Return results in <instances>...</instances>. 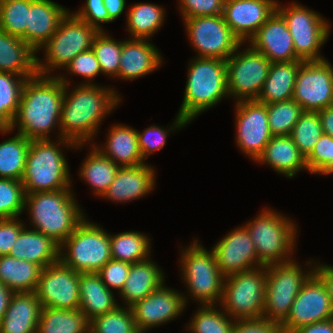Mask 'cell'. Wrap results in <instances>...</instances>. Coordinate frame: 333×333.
<instances>
[{
  "instance_id": "obj_23",
  "label": "cell",
  "mask_w": 333,
  "mask_h": 333,
  "mask_svg": "<svg viewBox=\"0 0 333 333\" xmlns=\"http://www.w3.org/2000/svg\"><path fill=\"white\" fill-rule=\"evenodd\" d=\"M69 12L51 0H34L28 10L26 43L35 51L52 37Z\"/></svg>"
},
{
  "instance_id": "obj_60",
  "label": "cell",
  "mask_w": 333,
  "mask_h": 333,
  "mask_svg": "<svg viewBox=\"0 0 333 333\" xmlns=\"http://www.w3.org/2000/svg\"><path fill=\"white\" fill-rule=\"evenodd\" d=\"M13 294V291L0 282V321L5 315Z\"/></svg>"
},
{
  "instance_id": "obj_31",
  "label": "cell",
  "mask_w": 333,
  "mask_h": 333,
  "mask_svg": "<svg viewBox=\"0 0 333 333\" xmlns=\"http://www.w3.org/2000/svg\"><path fill=\"white\" fill-rule=\"evenodd\" d=\"M303 60L271 63L267 79L256 101L262 104L292 99L296 76Z\"/></svg>"
},
{
  "instance_id": "obj_44",
  "label": "cell",
  "mask_w": 333,
  "mask_h": 333,
  "mask_svg": "<svg viewBox=\"0 0 333 333\" xmlns=\"http://www.w3.org/2000/svg\"><path fill=\"white\" fill-rule=\"evenodd\" d=\"M89 333H140L131 308L117 306L89 321Z\"/></svg>"
},
{
  "instance_id": "obj_34",
  "label": "cell",
  "mask_w": 333,
  "mask_h": 333,
  "mask_svg": "<svg viewBox=\"0 0 333 333\" xmlns=\"http://www.w3.org/2000/svg\"><path fill=\"white\" fill-rule=\"evenodd\" d=\"M42 268L9 255L0 256V282L14 293L34 292Z\"/></svg>"
},
{
  "instance_id": "obj_14",
  "label": "cell",
  "mask_w": 333,
  "mask_h": 333,
  "mask_svg": "<svg viewBox=\"0 0 333 333\" xmlns=\"http://www.w3.org/2000/svg\"><path fill=\"white\" fill-rule=\"evenodd\" d=\"M184 20L189 38L200 58L227 60L242 44L222 15L197 16Z\"/></svg>"
},
{
  "instance_id": "obj_25",
  "label": "cell",
  "mask_w": 333,
  "mask_h": 333,
  "mask_svg": "<svg viewBox=\"0 0 333 333\" xmlns=\"http://www.w3.org/2000/svg\"><path fill=\"white\" fill-rule=\"evenodd\" d=\"M154 171L148 165L120 167L103 197L113 201H131L149 193L154 186Z\"/></svg>"
},
{
  "instance_id": "obj_49",
  "label": "cell",
  "mask_w": 333,
  "mask_h": 333,
  "mask_svg": "<svg viewBox=\"0 0 333 333\" xmlns=\"http://www.w3.org/2000/svg\"><path fill=\"white\" fill-rule=\"evenodd\" d=\"M225 0H180L183 18L222 15Z\"/></svg>"
},
{
  "instance_id": "obj_28",
  "label": "cell",
  "mask_w": 333,
  "mask_h": 333,
  "mask_svg": "<svg viewBox=\"0 0 333 333\" xmlns=\"http://www.w3.org/2000/svg\"><path fill=\"white\" fill-rule=\"evenodd\" d=\"M34 53L21 38L0 29V72L33 78L37 75Z\"/></svg>"
},
{
  "instance_id": "obj_3",
  "label": "cell",
  "mask_w": 333,
  "mask_h": 333,
  "mask_svg": "<svg viewBox=\"0 0 333 333\" xmlns=\"http://www.w3.org/2000/svg\"><path fill=\"white\" fill-rule=\"evenodd\" d=\"M188 69L184 99L172 129L185 126L228 96L226 60L197 57Z\"/></svg>"
},
{
  "instance_id": "obj_55",
  "label": "cell",
  "mask_w": 333,
  "mask_h": 333,
  "mask_svg": "<svg viewBox=\"0 0 333 333\" xmlns=\"http://www.w3.org/2000/svg\"><path fill=\"white\" fill-rule=\"evenodd\" d=\"M232 333H283L279 322L267 319L235 321Z\"/></svg>"
},
{
  "instance_id": "obj_41",
  "label": "cell",
  "mask_w": 333,
  "mask_h": 333,
  "mask_svg": "<svg viewBox=\"0 0 333 333\" xmlns=\"http://www.w3.org/2000/svg\"><path fill=\"white\" fill-rule=\"evenodd\" d=\"M34 0H0V29L26 43L28 10Z\"/></svg>"
},
{
  "instance_id": "obj_51",
  "label": "cell",
  "mask_w": 333,
  "mask_h": 333,
  "mask_svg": "<svg viewBox=\"0 0 333 333\" xmlns=\"http://www.w3.org/2000/svg\"><path fill=\"white\" fill-rule=\"evenodd\" d=\"M66 69L70 73L87 77L89 80L100 72L102 73L100 64L92 48L75 56L66 66Z\"/></svg>"
},
{
  "instance_id": "obj_19",
  "label": "cell",
  "mask_w": 333,
  "mask_h": 333,
  "mask_svg": "<svg viewBox=\"0 0 333 333\" xmlns=\"http://www.w3.org/2000/svg\"><path fill=\"white\" fill-rule=\"evenodd\" d=\"M186 299L163 283L144 299L130 308L140 333L176 318L185 308Z\"/></svg>"
},
{
  "instance_id": "obj_37",
  "label": "cell",
  "mask_w": 333,
  "mask_h": 333,
  "mask_svg": "<svg viewBox=\"0 0 333 333\" xmlns=\"http://www.w3.org/2000/svg\"><path fill=\"white\" fill-rule=\"evenodd\" d=\"M31 140L18 133L0 143V178L22 180Z\"/></svg>"
},
{
  "instance_id": "obj_56",
  "label": "cell",
  "mask_w": 333,
  "mask_h": 333,
  "mask_svg": "<svg viewBox=\"0 0 333 333\" xmlns=\"http://www.w3.org/2000/svg\"><path fill=\"white\" fill-rule=\"evenodd\" d=\"M313 273L323 282L333 303V267L328 265H319L312 269Z\"/></svg>"
},
{
  "instance_id": "obj_52",
  "label": "cell",
  "mask_w": 333,
  "mask_h": 333,
  "mask_svg": "<svg viewBox=\"0 0 333 333\" xmlns=\"http://www.w3.org/2000/svg\"><path fill=\"white\" fill-rule=\"evenodd\" d=\"M167 131L158 126H151L143 133L137 131L138 147L143 160L155 150H160L166 143Z\"/></svg>"
},
{
  "instance_id": "obj_22",
  "label": "cell",
  "mask_w": 333,
  "mask_h": 333,
  "mask_svg": "<svg viewBox=\"0 0 333 333\" xmlns=\"http://www.w3.org/2000/svg\"><path fill=\"white\" fill-rule=\"evenodd\" d=\"M250 42L252 48L264 54L271 63L301 60L295 53L287 24L277 11L258 29Z\"/></svg>"
},
{
  "instance_id": "obj_38",
  "label": "cell",
  "mask_w": 333,
  "mask_h": 333,
  "mask_svg": "<svg viewBox=\"0 0 333 333\" xmlns=\"http://www.w3.org/2000/svg\"><path fill=\"white\" fill-rule=\"evenodd\" d=\"M111 257L129 264L147 260L149 253V239L141 233L124 232L109 235Z\"/></svg>"
},
{
  "instance_id": "obj_4",
  "label": "cell",
  "mask_w": 333,
  "mask_h": 333,
  "mask_svg": "<svg viewBox=\"0 0 333 333\" xmlns=\"http://www.w3.org/2000/svg\"><path fill=\"white\" fill-rule=\"evenodd\" d=\"M71 189L26 194L34 230L51 238L59 246L84 220Z\"/></svg>"
},
{
  "instance_id": "obj_29",
  "label": "cell",
  "mask_w": 333,
  "mask_h": 333,
  "mask_svg": "<svg viewBox=\"0 0 333 333\" xmlns=\"http://www.w3.org/2000/svg\"><path fill=\"white\" fill-rule=\"evenodd\" d=\"M117 306L112 290L105 286L98 273H79V309L88 321Z\"/></svg>"
},
{
  "instance_id": "obj_1",
  "label": "cell",
  "mask_w": 333,
  "mask_h": 333,
  "mask_svg": "<svg viewBox=\"0 0 333 333\" xmlns=\"http://www.w3.org/2000/svg\"><path fill=\"white\" fill-rule=\"evenodd\" d=\"M58 78L65 83L59 141L63 145L68 143V146L81 147L96 134L101 119L117 105L120 98L111 88L96 87L89 82L79 85L67 96L66 86L69 84L64 77Z\"/></svg>"
},
{
  "instance_id": "obj_5",
  "label": "cell",
  "mask_w": 333,
  "mask_h": 333,
  "mask_svg": "<svg viewBox=\"0 0 333 333\" xmlns=\"http://www.w3.org/2000/svg\"><path fill=\"white\" fill-rule=\"evenodd\" d=\"M66 159L49 139L31 140L22 177L25 194L70 189Z\"/></svg>"
},
{
  "instance_id": "obj_24",
  "label": "cell",
  "mask_w": 333,
  "mask_h": 333,
  "mask_svg": "<svg viewBox=\"0 0 333 333\" xmlns=\"http://www.w3.org/2000/svg\"><path fill=\"white\" fill-rule=\"evenodd\" d=\"M41 310L34 292L14 293L0 321V333H36Z\"/></svg>"
},
{
  "instance_id": "obj_61",
  "label": "cell",
  "mask_w": 333,
  "mask_h": 333,
  "mask_svg": "<svg viewBox=\"0 0 333 333\" xmlns=\"http://www.w3.org/2000/svg\"><path fill=\"white\" fill-rule=\"evenodd\" d=\"M325 175L333 173V137H332V157L330 161L318 172Z\"/></svg>"
},
{
  "instance_id": "obj_15",
  "label": "cell",
  "mask_w": 333,
  "mask_h": 333,
  "mask_svg": "<svg viewBox=\"0 0 333 333\" xmlns=\"http://www.w3.org/2000/svg\"><path fill=\"white\" fill-rule=\"evenodd\" d=\"M304 111L333 106V67L327 60L303 61L298 70L293 97Z\"/></svg>"
},
{
  "instance_id": "obj_26",
  "label": "cell",
  "mask_w": 333,
  "mask_h": 333,
  "mask_svg": "<svg viewBox=\"0 0 333 333\" xmlns=\"http://www.w3.org/2000/svg\"><path fill=\"white\" fill-rule=\"evenodd\" d=\"M157 50L145 39L123 41L119 77L126 80L135 79L155 70L162 61Z\"/></svg>"
},
{
  "instance_id": "obj_9",
  "label": "cell",
  "mask_w": 333,
  "mask_h": 333,
  "mask_svg": "<svg viewBox=\"0 0 333 333\" xmlns=\"http://www.w3.org/2000/svg\"><path fill=\"white\" fill-rule=\"evenodd\" d=\"M99 33L95 27L68 13L60 22L58 29L43 45L46 49V65L36 58L37 74L45 77L50 67L67 66L78 54L92 47L95 36ZM48 65V66H47Z\"/></svg>"
},
{
  "instance_id": "obj_10",
  "label": "cell",
  "mask_w": 333,
  "mask_h": 333,
  "mask_svg": "<svg viewBox=\"0 0 333 333\" xmlns=\"http://www.w3.org/2000/svg\"><path fill=\"white\" fill-rule=\"evenodd\" d=\"M266 272L265 305L263 319L282 323L303 284L313 271L303 274L295 262L268 265Z\"/></svg>"
},
{
  "instance_id": "obj_54",
  "label": "cell",
  "mask_w": 333,
  "mask_h": 333,
  "mask_svg": "<svg viewBox=\"0 0 333 333\" xmlns=\"http://www.w3.org/2000/svg\"><path fill=\"white\" fill-rule=\"evenodd\" d=\"M24 228L17 217L0 219V256L9 255L19 233Z\"/></svg>"
},
{
  "instance_id": "obj_2",
  "label": "cell",
  "mask_w": 333,
  "mask_h": 333,
  "mask_svg": "<svg viewBox=\"0 0 333 333\" xmlns=\"http://www.w3.org/2000/svg\"><path fill=\"white\" fill-rule=\"evenodd\" d=\"M65 83L58 77L37 74L27 79L10 129L19 123V132L29 140L49 139V131L60 122Z\"/></svg>"
},
{
  "instance_id": "obj_16",
  "label": "cell",
  "mask_w": 333,
  "mask_h": 333,
  "mask_svg": "<svg viewBox=\"0 0 333 333\" xmlns=\"http://www.w3.org/2000/svg\"><path fill=\"white\" fill-rule=\"evenodd\" d=\"M42 307L79 308V272L60 261L42 269L34 291Z\"/></svg>"
},
{
  "instance_id": "obj_45",
  "label": "cell",
  "mask_w": 333,
  "mask_h": 333,
  "mask_svg": "<svg viewBox=\"0 0 333 333\" xmlns=\"http://www.w3.org/2000/svg\"><path fill=\"white\" fill-rule=\"evenodd\" d=\"M91 48L100 64L102 73L119 76L122 42H117L113 38L107 37L103 31H99Z\"/></svg>"
},
{
  "instance_id": "obj_48",
  "label": "cell",
  "mask_w": 333,
  "mask_h": 333,
  "mask_svg": "<svg viewBox=\"0 0 333 333\" xmlns=\"http://www.w3.org/2000/svg\"><path fill=\"white\" fill-rule=\"evenodd\" d=\"M131 264L111 259L99 271L102 282L110 289H118L120 292L124 288Z\"/></svg>"
},
{
  "instance_id": "obj_6",
  "label": "cell",
  "mask_w": 333,
  "mask_h": 333,
  "mask_svg": "<svg viewBox=\"0 0 333 333\" xmlns=\"http://www.w3.org/2000/svg\"><path fill=\"white\" fill-rule=\"evenodd\" d=\"M109 235L84 219L59 246V261L79 273H98L112 259ZM64 245L68 248L65 256Z\"/></svg>"
},
{
  "instance_id": "obj_39",
  "label": "cell",
  "mask_w": 333,
  "mask_h": 333,
  "mask_svg": "<svg viewBox=\"0 0 333 333\" xmlns=\"http://www.w3.org/2000/svg\"><path fill=\"white\" fill-rule=\"evenodd\" d=\"M164 9L153 4H135L127 14L129 32L134 38L147 39L163 24Z\"/></svg>"
},
{
  "instance_id": "obj_36",
  "label": "cell",
  "mask_w": 333,
  "mask_h": 333,
  "mask_svg": "<svg viewBox=\"0 0 333 333\" xmlns=\"http://www.w3.org/2000/svg\"><path fill=\"white\" fill-rule=\"evenodd\" d=\"M120 166L104 156L95 146L81 167L80 175L103 196L116 177Z\"/></svg>"
},
{
  "instance_id": "obj_21",
  "label": "cell",
  "mask_w": 333,
  "mask_h": 333,
  "mask_svg": "<svg viewBox=\"0 0 333 333\" xmlns=\"http://www.w3.org/2000/svg\"><path fill=\"white\" fill-rule=\"evenodd\" d=\"M218 268L226 277L256 268L258 263L256 249L247 229L243 226L235 229L220 240L213 248Z\"/></svg>"
},
{
  "instance_id": "obj_30",
  "label": "cell",
  "mask_w": 333,
  "mask_h": 333,
  "mask_svg": "<svg viewBox=\"0 0 333 333\" xmlns=\"http://www.w3.org/2000/svg\"><path fill=\"white\" fill-rule=\"evenodd\" d=\"M266 162L275 171L292 178L301 169H307L305 157L288 136H273L256 162Z\"/></svg>"
},
{
  "instance_id": "obj_7",
  "label": "cell",
  "mask_w": 333,
  "mask_h": 333,
  "mask_svg": "<svg viewBox=\"0 0 333 333\" xmlns=\"http://www.w3.org/2000/svg\"><path fill=\"white\" fill-rule=\"evenodd\" d=\"M266 272L267 267L261 266L225 277L221 307L229 316L236 321L262 319Z\"/></svg>"
},
{
  "instance_id": "obj_11",
  "label": "cell",
  "mask_w": 333,
  "mask_h": 333,
  "mask_svg": "<svg viewBox=\"0 0 333 333\" xmlns=\"http://www.w3.org/2000/svg\"><path fill=\"white\" fill-rule=\"evenodd\" d=\"M182 252V275L190 293L203 305L221 301L225 276L218 268L213 250L208 252L196 242Z\"/></svg>"
},
{
  "instance_id": "obj_17",
  "label": "cell",
  "mask_w": 333,
  "mask_h": 333,
  "mask_svg": "<svg viewBox=\"0 0 333 333\" xmlns=\"http://www.w3.org/2000/svg\"><path fill=\"white\" fill-rule=\"evenodd\" d=\"M333 318V303L323 282L313 273L296 296L289 315L281 323L283 333Z\"/></svg>"
},
{
  "instance_id": "obj_13",
  "label": "cell",
  "mask_w": 333,
  "mask_h": 333,
  "mask_svg": "<svg viewBox=\"0 0 333 333\" xmlns=\"http://www.w3.org/2000/svg\"><path fill=\"white\" fill-rule=\"evenodd\" d=\"M271 61L252 47L226 60L228 94L238 101L257 100L267 79Z\"/></svg>"
},
{
  "instance_id": "obj_27",
  "label": "cell",
  "mask_w": 333,
  "mask_h": 333,
  "mask_svg": "<svg viewBox=\"0 0 333 333\" xmlns=\"http://www.w3.org/2000/svg\"><path fill=\"white\" fill-rule=\"evenodd\" d=\"M19 233L9 256L39 265L42 269L59 261V245L37 230Z\"/></svg>"
},
{
  "instance_id": "obj_42",
  "label": "cell",
  "mask_w": 333,
  "mask_h": 333,
  "mask_svg": "<svg viewBox=\"0 0 333 333\" xmlns=\"http://www.w3.org/2000/svg\"><path fill=\"white\" fill-rule=\"evenodd\" d=\"M303 112L294 99L267 104L268 123L272 135H290Z\"/></svg>"
},
{
  "instance_id": "obj_40",
  "label": "cell",
  "mask_w": 333,
  "mask_h": 333,
  "mask_svg": "<svg viewBox=\"0 0 333 333\" xmlns=\"http://www.w3.org/2000/svg\"><path fill=\"white\" fill-rule=\"evenodd\" d=\"M13 76L19 79L14 80ZM20 77L13 73L0 72V129H10L18 110L23 86L26 80L30 79Z\"/></svg>"
},
{
  "instance_id": "obj_20",
  "label": "cell",
  "mask_w": 333,
  "mask_h": 333,
  "mask_svg": "<svg viewBox=\"0 0 333 333\" xmlns=\"http://www.w3.org/2000/svg\"><path fill=\"white\" fill-rule=\"evenodd\" d=\"M277 3L274 0H225L222 16L233 34L243 42L251 39L274 14Z\"/></svg>"
},
{
  "instance_id": "obj_18",
  "label": "cell",
  "mask_w": 333,
  "mask_h": 333,
  "mask_svg": "<svg viewBox=\"0 0 333 333\" xmlns=\"http://www.w3.org/2000/svg\"><path fill=\"white\" fill-rule=\"evenodd\" d=\"M237 144L257 160L273 137L268 123L267 104L256 100L237 101Z\"/></svg>"
},
{
  "instance_id": "obj_33",
  "label": "cell",
  "mask_w": 333,
  "mask_h": 333,
  "mask_svg": "<svg viewBox=\"0 0 333 333\" xmlns=\"http://www.w3.org/2000/svg\"><path fill=\"white\" fill-rule=\"evenodd\" d=\"M105 144V151L103 148L102 150L97 146L96 148L118 166L126 167L144 164L138 147L137 130L117 124L109 131Z\"/></svg>"
},
{
  "instance_id": "obj_46",
  "label": "cell",
  "mask_w": 333,
  "mask_h": 333,
  "mask_svg": "<svg viewBox=\"0 0 333 333\" xmlns=\"http://www.w3.org/2000/svg\"><path fill=\"white\" fill-rule=\"evenodd\" d=\"M189 324L193 333H232L235 320H229L228 315L214 309L213 304L202 305Z\"/></svg>"
},
{
  "instance_id": "obj_35",
  "label": "cell",
  "mask_w": 333,
  "mask_h": 333,
  "mask_svg": "<svg viewBox=\"0 0 333 333\" xmlns=\"http://www.w3.org/2000/svg\"><path fill=\"white\" fill-rule=\"evenodd\" d=\"M36 333H89V321L79 308L42 307Z\"/></svg>"
},
{
  "instance_id": "obj_50",
  "label": "cell",
  "mask_w": 333,
  "mask_h": 333,
  "mask_svg": "<svg viewBox=\"0 0 333 333\" xmlns=\"http://www.w3.org/2000/svg\"><path fill=\"white\" fill-rule=\"evenodd\" d=\"M332 157V137L322 134L310 154L305 158L307 170L318 173Z\"/></svg>"
},
{
  "instance_id": "obj_53",
  "label": "cell",
  "mask_w": 333,
  "mask_h": 333,
  "mask_svg": "<svg viewBox=\"0 0 333 333\" xmlns=\"http://www.w3.org/2000/svg\"><path fill=\"white\" fill-rule=\"evenodd\" d=\"M85 4V7H83L78 13L73 14L78 19L95 27L97 30L103 31L99 24L109 22V14L104 6L103 0H87Z\"/></svg>"
},
{
  "instance_id": "obj_8",
  "label": "cell",
  "mask_w": 333,
  "mask_h": 333,
  "mask_svg": "<svg viewBox=\"0 0 333 333\" xmlns=\"http://www.w3.org/2000/svg\"><path fill=\"white\" fill-rule=\"evenodd\" d=\"M278 214L263 210L258 218L245 226L254 243L258 263L262 266L292 261L287 257L293 251L295 225Z\"/></svg>"
},
{
  "instance_id": "obj_58",
  "label": "cell",
  "mask_w": 333,
  "mask_h": 333,
  "mask_svg": "<svg viewBox=\"0 0 333 333\" xmlns=\"http://www.w3.org/2000/svg\"><path fill=\"white\" fill-rule=\"evenodd\" d=\"M321 120L323 134L333 137V106L317 111Z\"/></svg>"
},
{
  "instance_id": "obj_43",
  "label": "cell",
  "mask_w": 333,
  "mask_h": 333,
  "mask_svg": "<svg viewBox=\"0 0 333 333\" xmlns=\"http://www.w3.org/2000/svg\"><path fill=\"white\" fill-rule=\"evenodd\" d=\"M322 134V124L318 112L304 111L289 136L306 158Z\"/></svg>"
},
{
  "instance_id": "obj_57",
  "label": "cell",
  "mask_w": 333,
  "mask_h": 333,
  "mask_svg": "<svg viewBox=\"0 0 333 333\" xmlns=\"http://www.w3.org/2000/svg\"><path fill=\"white\" fill-rule=\"evenodd\" d=\"M291 333H333V318L302 326Z\"/></svg>"
},
{
  "instance_id": "obj_12",
  "label": "cell",
  "mask_w": 333,
  "mask_h": 333,
  "mask_svg": "<svg viewBox=\"0 0 333 333\" xmlns=\"http://www.w3.org/2000/svg\"><path fill=\"white\" fill-rule=\"evenodd\" d=\"M276 11L287 24L296 55L303 61L325 60L319 55V48L329 36L328 22L318 13L295 3L289 8H282L277 3Z\"/></svg>"
},
{
  "instance_id": "obj_59",
  "label": "cell",
  "mask_w": 333,
  "mask_h": 333,
  "mask_svg": "<svg viewBox=\"0 0 333 333\" xmlns=\"http://www.w3.org/2000/svg\"><path fill=\"white\" fill-rule=\"evenodd\" d=\"M109 14V22L118 18L125 8V0H103Z\"/></svg>"
},
{
  "instance_id": "obj_32",
  "label": "cell",
  "mask_w": 333,
  "mask_h": 333,
  "mask_svg": "<svg viewBox=\"0 0 333 333\" xmlns=\"http://www.w3.org/2000/svg\"><path fill=\"white\" fill-rule=\"evenodd\" d=\"M164 281V276L152 261L143 260L131 264L124 288L119 294L128 307L140 301L157 289Z\"/></svg>"
},
{
  "instance_id": "obj_47",
  "label": "cell",
  "mask_w": 333,
  "mask_h": 333,
  "mask_svg": "<svg viewBox=\"0 0 333 333\" xmlns=\"http://www.w3.org/2000/svg\"><path fill=\"white\" fill-rule=\"evenodd\" d=\"M25 196L20 180L0 178V219L18 217L26 208Z\"/></svg>"
}]
</instances>
